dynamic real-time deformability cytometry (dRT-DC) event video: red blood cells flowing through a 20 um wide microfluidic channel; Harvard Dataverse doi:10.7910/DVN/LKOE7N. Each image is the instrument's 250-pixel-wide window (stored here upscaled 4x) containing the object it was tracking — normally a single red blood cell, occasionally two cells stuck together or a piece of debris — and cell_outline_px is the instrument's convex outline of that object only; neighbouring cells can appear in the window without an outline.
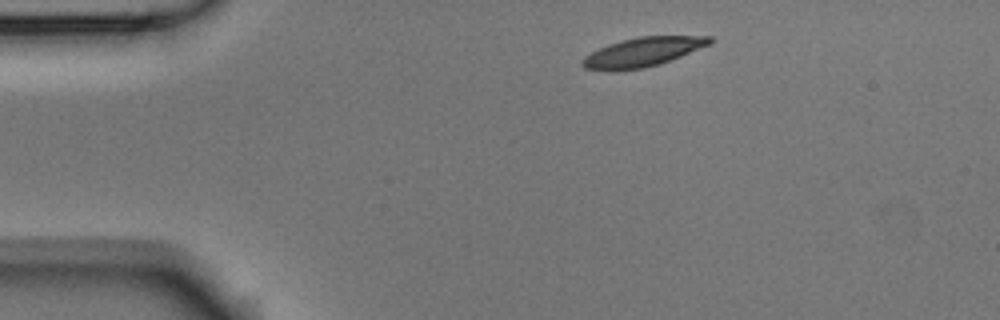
{"species": "Egyptian fruit bat (a non-hibernating species)", "species_latin": "Rousettus aegyptiacus", "temperature_condition": "room temperature", "stored_images_in_passage": 6, "camera_frame_rate_fps": 3000, "um_per_image_px": 0.085, "animal": {"sex": "male"}, "frame": {"image": 1, "passage_image": 1, "time_ms": 0.0, "image_size_px": [1000, 320], "cell_outline_px": [[712, 44], [660, 64], [644, 68], [584, 68], [580, 64], [580, 60], [584, 56], [608, 44], [620, 40], [640, 36], [712, 36]], "centroid_in_image_um": [54.7, 4.38], "position_along_channel_um": 30.3, "area_um2": 21.1}}
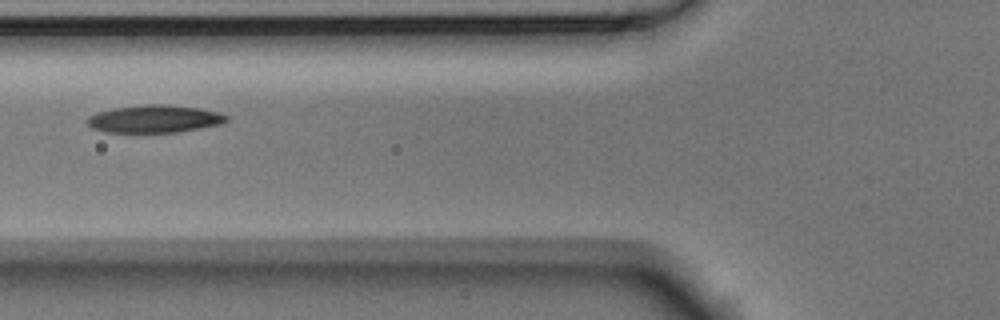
{"frame": {"image": 2, "passage_image": 4, "time_ms": 1.0, "image_size_px": [1000, 320], "cell_outline_px": [[228, 120], [224, 124], [180, 132], [108, 132], [92, 128], [84, 120], [88, 116], [96, 112], [112, 108], [144, 104], [168, 104], [200, 108], [216, 112], [228, 116]], "centroid_in_image_um": [13.13, 10.1], "position_along_channel_um": 112.7, "area_um2": 22.72}}
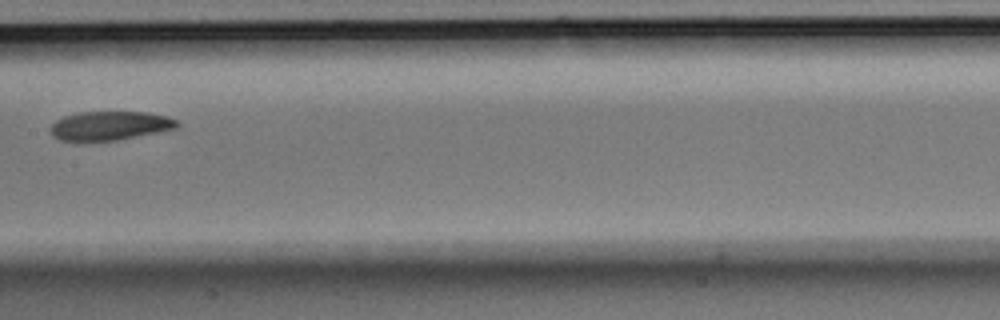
{"frame": {"image": 3, "passage_image": 6, "time_ms": 1.667, "image_size_px": [1000, 320], "cell_outline_px": [[180, 124], [176, 128], [116, 140], [60, 140], [52, 136], [52, 124], [56, 120], [64, 116], [76, 112], [148, 112], [168, 116], [180, 120]], "centroid_in_image_um": [9.38, 10.66], "position_along_channel_um": 198.0, "area_um2": 21.15}}